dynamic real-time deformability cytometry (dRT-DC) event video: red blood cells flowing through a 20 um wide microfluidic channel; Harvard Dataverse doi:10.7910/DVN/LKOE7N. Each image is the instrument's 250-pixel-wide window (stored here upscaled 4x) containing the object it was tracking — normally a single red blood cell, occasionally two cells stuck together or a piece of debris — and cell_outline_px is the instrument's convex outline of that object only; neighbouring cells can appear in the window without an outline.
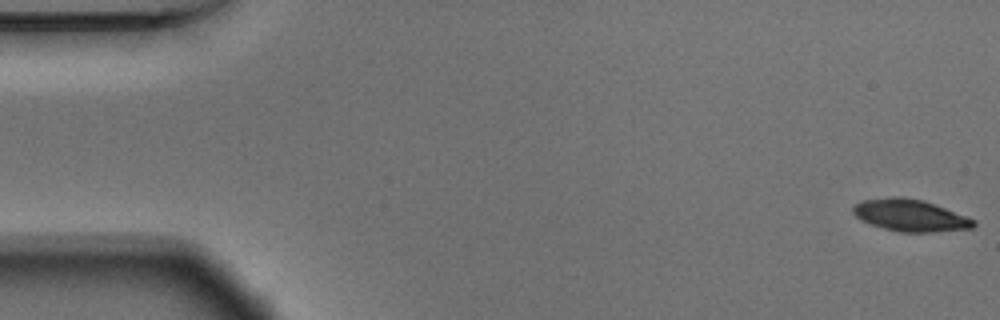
{"species": "Egyptian fruit bat (a non-hibernating species)", "species_latin": "Rousettus aegyptiacus", "temperature_condition": "warm", "stored_images_in_passage": 54, "camera_frame_rate_fps": 3000, "um_per_image_px": 0.085, "animal": {"sex": "male"}, "frame": {"image": 1, "passage_image": 1, "time_ms": 0.0, "image_size_px": [1000, 320], "cell_outline_px": [[976, 224], [972, 228], [932, 232], [900, 232], [884, 228], [860, 220], [852, 212], [852, 208], [856, 204], [864, 200], [892, 196], [900, 196], [924, 200], [976, 220]], "centroid_in_image_um": [77.36, 18.3], "position_along_channel_um": 7.6, "area_um2": 22.31}}
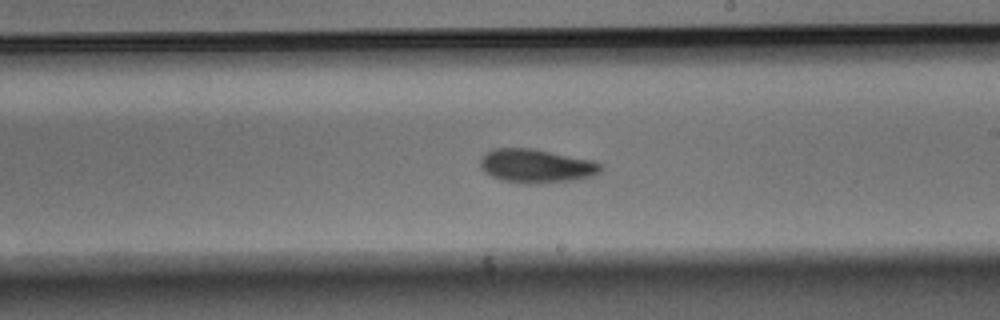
{"frame": {"image": 2, "passage_image": 31, "time_ms": 10.0, "image_size_px": [1000, 320], "cell_outline_px": [[604, 168], [596, 176], [580, 180], [540, 184], [520, 184], [500, 180], [484, 172], [480, 168], [480, 156], [492, 148], [532, 148], [592, 160], [600, 164]], "centroid_in_image_um": [45.59, 14.13], "position_along_channel_um": 243.4, "area_um2": 24.39}}
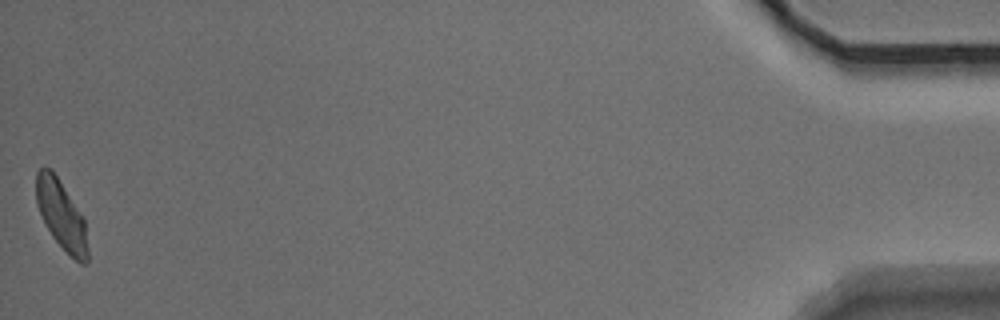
{"frame": {"image": 3, "passage_image": 54, "time_ms": 17.667, "image_size_px": [1000, 320], "cell_outline_px": [[88, 264], [80, 264], [52, 236], [36, 204], [36, 172], [40, 168], [52, 168], [84, 216], [88, 248]], "centroid_in_image_um": [5.24, 18.24], "position_along_channel_um": 430.0, "area_um2": 20.69}, "authors_computed_cell_mechanics": {"area_um2": 22.7154, "velocity_mm_per_s": 3.7095, "shape_relaxation_time_tau1_ms": 3.8609, "shape_relaxation_time_tau2_ms": 4.2737, "deformation_change_tau1": 0.1485, "deformation_change_tau2": 0.0914}}